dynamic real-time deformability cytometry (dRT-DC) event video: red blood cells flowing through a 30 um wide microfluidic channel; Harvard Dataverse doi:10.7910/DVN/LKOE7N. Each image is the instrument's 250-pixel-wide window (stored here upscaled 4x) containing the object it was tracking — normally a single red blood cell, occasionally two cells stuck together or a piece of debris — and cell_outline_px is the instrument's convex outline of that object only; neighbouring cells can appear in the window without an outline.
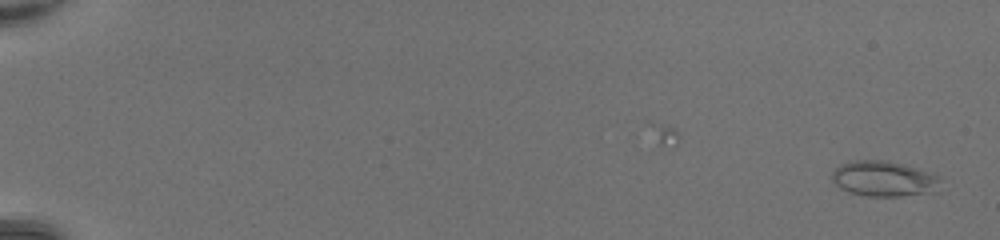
{"species": "common noctule bat (a hibernating species)", "species_latin": "Nyctalus noctula", "temperature_condition": "room temperature", "stored_images_in_passage": 49, "camera_frame_rate_fps": 3000, "um_per_image_px": 0.085, "animal": {"sex": "female", "body_mass_g": 20.0, "forearm_length_mm": 54.0}, "frame": {"image": 1, "passage_image": 1, "time_ms": 0.0, "image_size_px": [1000, 240], "cell_outline_px": [[940, 180], [936, 192], [900, 196], [864, 196], [848, 192], [840, 188], [832, 180], [832, 172], [840, 164], [848, 160], [888, 160], [904, 164], [936, 176]], "centroid_in_image_um": [75.06, 15.19], "position_along_channel_um": 9.9, "area_um2": 22.37}}
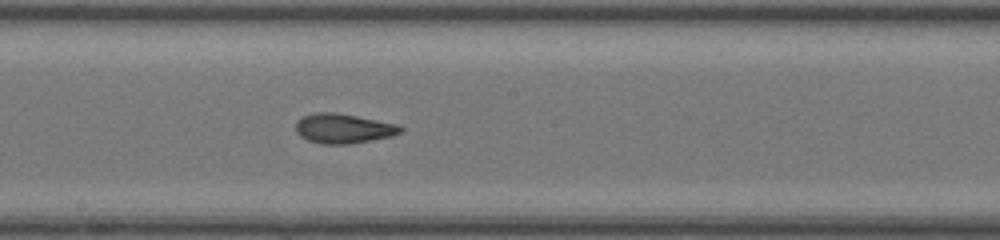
{"frame": {"image": 2, "passage_image": 29, "time_ms": 9.333, "image_size_px": [1000, 240], "cell_outline_px": [[404, 128], [400, 132], [392, 136], [348, 144], [324, 144], [308, 140], [300, 136], [296, 132], [296, 120], [304, 116], [316, 112], [336, 112], [396, 124]], "centroid_in_image_um": [29.15, 10.92], "position_along_channel_um": 219.0, "area_um2": 17.92}}
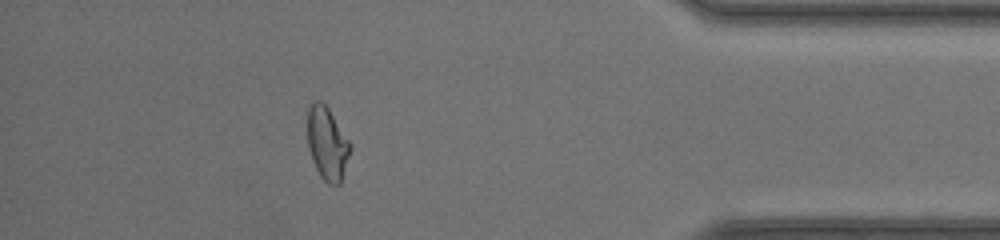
{"frame": {"image": 3, "passage_image": 44, "time_ms": 14.333, "image_size_px": [1000, 240], "cell_outline_px": [[352, 148], [340, 184], [328, 184], [320, 176], [312, 160], [308, 144], [308, 104], [312, 100], [320, 100], [328, 108], [352, 144]], "centroid_in_image_um": [27.82, 12.17], "position_along_channel_um": 407.4, "area_um2": 18.26}, "authors_computed_cell_mechanics": {"area_um2": 18.9006, "velocity_mm_per_s": 4.4273, "shape_relaxation_time_tau1_ms": null, "shape_relaxation_time_tau2_ms": 1.3818, "deformation_change_tau1": null, "deformation_change_tau2": 0.0721}}